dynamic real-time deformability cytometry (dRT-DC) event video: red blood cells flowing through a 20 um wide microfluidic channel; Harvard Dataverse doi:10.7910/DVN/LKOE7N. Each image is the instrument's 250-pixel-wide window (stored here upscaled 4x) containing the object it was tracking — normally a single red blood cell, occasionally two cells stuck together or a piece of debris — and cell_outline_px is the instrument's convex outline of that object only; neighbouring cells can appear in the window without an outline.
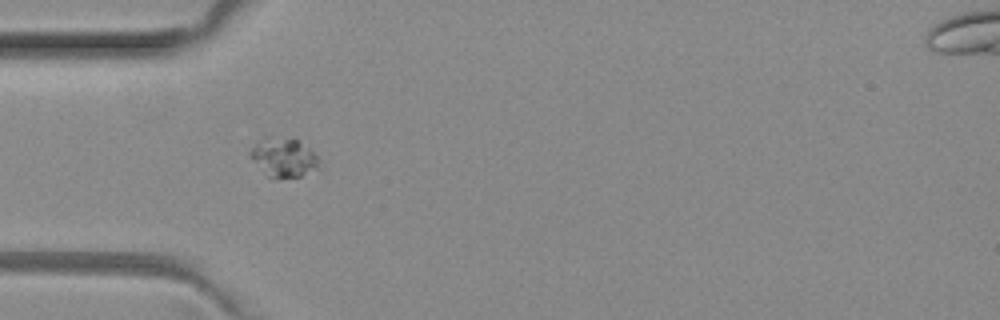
{"species": "common noctule bat (a hibernating species)", "species_latin": "Nyctalus noctula", "temperature_condition": "room temperature", "stored_images_in_passage": 5, "camera_frame_rate_fps": 3000, "um_per_image_px": 0.085, "animal": {"sex": "female", "body_mass_g": 29.2, "forearm_length_mm": 56.3}, "frame": {"image": 1, "passage_image": 4, "time_ms": 1.0, "image_size_px": [1000, 320], "cell_outline_px": [[320, 160], [316, 168], [300, 176], [268, 176], [248, 156], [248, 152], [264, 136], [292, 136], [300, 140]], "centroid_in_image_um": [24.07, 13.3], "position_along_channel_um": 60.9, "area_um2": 15.49}}
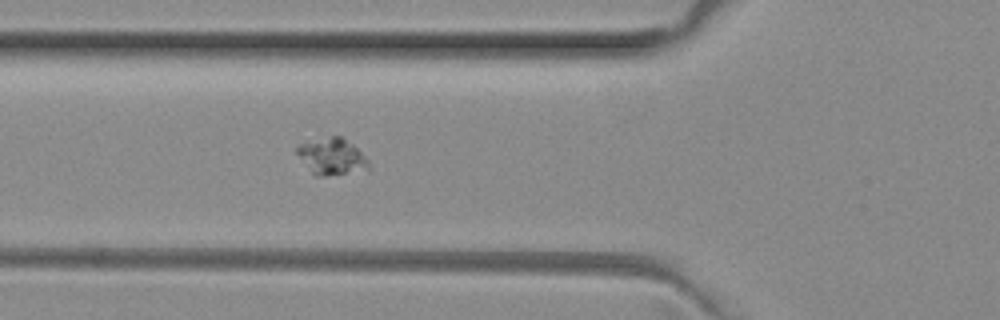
{"frame": {"image": 2, "passage_image": 5, "time_ms": 1.333, "image_size_px": [1000, 320], "cell_outline_px": [[368, 172], [328, 176], [316, 176], [312, 172], [296, 152], [296, 148], [300, 144], [332, 136], [340, 136], [352, 144], [368, 160]], "centroid_in_image_um": [28.25, 13.35], "position_along_channel_um": 97.5, "area_um2": 15.14}}